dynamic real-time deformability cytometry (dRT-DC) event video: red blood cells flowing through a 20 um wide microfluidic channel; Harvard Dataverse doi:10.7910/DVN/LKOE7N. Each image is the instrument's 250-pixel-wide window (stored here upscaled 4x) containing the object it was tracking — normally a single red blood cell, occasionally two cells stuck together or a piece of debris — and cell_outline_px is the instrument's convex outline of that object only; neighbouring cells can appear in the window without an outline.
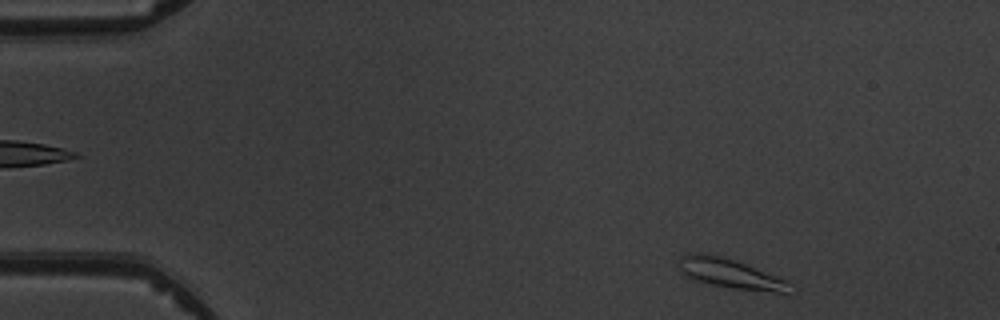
{"species": "common noctule bat (a hibernating species)", "species_latin": "Nyctalus noctula", "temperature_condition": "warm", "stored_images_in_passage": 4, "camera_frame_rate_fps": 3000, "um_per_image_px": 0.085, "animal": {"sex": "male", "body_mass_g": 19.5, "forearm_length_mm": 54.6}, "frame": {"image": 1, "passage_image": 4, "time_ms": 4.333, "image_size_px": [1000, 320], "cell_outline_px": [[792, 284], [788, 296], [732, 288], [712, 284], [696, 280], [680, 272], [680, 256], [688, 252], [704, 252], [720, 256], [744, 264], [788, 280]], "centroid_in_image_um": [62.17, 23.29], "position_along_channel_um": 22.8, "area_um2": 19.48}}